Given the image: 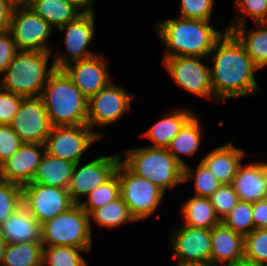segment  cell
<instances>
[{
	"label": "cell",
	"instance_id": "1",
	"mask_svg": "<svg viewBox=\"0 0 267 266\" xmlns=\"http://www.w3.org/2000/svg\"><path fill=\"white\" fill-rule=\"evenodd\" d=\"M210 59L213 63V68L210 67L211 86L216 100L225 101L259 92L254 76L259 68L232 32L226 31L216 42L206 60Z\"/></svg>",
	"mask_w": 267,
	"mask_h": 266
},
{
	"label": "cell",
	"instance_id": "2",
	"mask_svg": "<svg viewBox=\"0 0 267 266\" xmlns=\"http://www.w3.org/2000/svg\"><path fill=\"white\" fill-rule=\"evenodd\" d=\"M210 22L200 19H167L155 24L167 52L165 57L198 56L207 59L216 42L227 31L216 30Z\"/></svg>",
	"mask_w": 267,
	"mask_h": 266
},
{
	"label": "cell",
	"instance_id": "3",
	"mask_svg": "<svg viewBox=\"0 0 267 266\" xmlns=\"http://www.w3.org/2000/svg\"><path fill=\"white\" fill-rule=\"evenodd\" d=\"M40 97L52 127L87 124L88 99L63 69H54Z\"/></svg>",
	"mask_w": 267,
	"mask_h": 266
},
{
	"label": "cell",
	"instance_id": "4",
	"mask_svg": "<svg viewBox=\"0 0 267 266\" xmlns=\"http://www.w3.org/2000/svg\"><path fill=\"white\" fill-rule=\"evenodd\" d=\"M51 52L18 50L3 72V90L27 97H40L48 77L54 71L52 64L47 70Z\"/></svg>",
	"mask_w": 267,
	"mask_h": 266
},
{
	"label": "cell",
	"instance_id": "5",
	"mask_svg": "<svg viewBox=\"0 0 267 266\" xmlns=\"http://www.w3.org/2000/svg\"><path fill=\"white\" fill-rule=\"evenodd\" d=\"M120 161L134 174L150 180L164 192L184 183V167L167 148L142 147L126 151Z\"/></svg>",
	"mask_w": 267,
	"mask_h": 266
},
{
	"label": "cell",
	"instance_id": "6",
	"mask_svg": "<svg viewBox=\"0 0 267 266\" xmlns=\"http://www.w3.org/2000/svg\"><path fill=\"white\" fill-rule=\"evenodd\" d=\"M89 215L75 204L68 211L41 224L43 246L91 248Z\"/></svg>",
	"mask_w": 267,
	"mask_h": 266
},
{
	"label": "cell",
	"instance_id": "7",
	"mask_svg": "<svg viewBox=\"0 0 267 266\" xmlns=\"http://www.w3.org/2000/svg\"><path fill=\"white\" fill-rule=\"evenodd\" d=\"M115 173L119 178L120 197L136 221L147 219L158 209L165 193L161 188L132 173L121 161Z\"/></svg>",
	"mask_w": 267,
	"mask_h": 266
},
{
	"label": "cell",
	"instance_id": "8",
	"mask_svg": "<svg viewBox=\"0 0 267 266\" xmlns=\"http://www.w3.org/2000/svg\"><path fill=\"white\" fill-rule=\"evenodd\" d=\"M52 26L29 6H15L9 31L17 50L51 52L46 40L52 33Z\"/></svg>",
	"mask_w": 267,
	"mask_h": 266
},
{
	"label": "cell",
	"instance_id": "9",
	"mask_svg": "<svg viewBox=\"0 0 267 266\" xmlns=\"http://www.w3.org/2000/svg\"><path fill=\"white\" fill-rule=\"evenodd\" d=\"M102 133L93 132L87 124L77 126H55L51 128L45 143L46 152L52 156L70 161L81 162L83 153Z\"/></svg>",
	"mask_w": 267,
	"mask_h": 266
},
{
	"label": "cell",
	"instance_id": "10",
	"mask_svg": "<svg viewBox=\"0 0 267 266\" xmlns=\"http://www.w3.org/2000/svg\"><path fill=\"white\" fill-rule=\"evenodd\" d=\"M22 204L40 224L75 205L68 189L32 182L22 186Z\"/></svg>",
	"mask_w": 267,
	"mask_h": 266
},
{
	"label": "cell",
	"instance_id": "11",
	"mask_svg": "<svg viewBox=\"0 0 267 266\" xmlns=\"http://www.w3.org/2000/svg\"><path fill=\"white\" fill-rule=\"evenodd\" d=\"M198 56H171L163 64L178 86L195 95L216 101L212 86L210 67Z\"/></svg>",
	"mask_w": 267,
	"mask_h": 266
},
{
	"label": "cell",
	"instance_id": "12",
	"mask_svg": "<svg viewBox=\"0 0 267 266\" xmlns=\"http://www.w3.org/2000/svg\"><path fill=\"white\" fill-rule=\"evenodd\" d=\"M124 87L116 86L112 81L97 94L90 97L87 103V125L108 126L120 119L124 113L131 112V101L134 99Z\"/></svg>",
	"mask_w": 267,
	"mask_h": 266
},
{
	"label": "cell",
	"instance_id": "13",
	"mask_svg": "<svg viewBox=\"0 0 267 266\" xmlns=\"http://www.w3.org/2000/svg\"><path fill=\"white\" fill-rule=\"evenodd\" d=\"M121 155L99 156L78 167L76 163L68 186L74 204L82 203L83 195H88L98 186L108 181L116 172Z\"/></svg>",
	"mask_w": 267,
	"mask_h": 266
},
{
	"label": "cell",
	"instance_id": "14",
	"mask_svg": "<svg viewBox=\"0 0 267 266\" xmlns=\"http://www.w3.org/2000/svg\"><path fill=\"white\" fill-rule=\"evenodd\" d=\"M10 126L23 143L45 144L52 126L42 98H23Z\"/></svg>",
	"mask_w": 267,
	"mask_h": 266
},
{
	"label": "cell",
	"instance_id": "15",
	"mask_svg": "<svg viewBox=\"0 0 267 266\" xmlns=\"http://www.w3.org/2000/svg\"><path fill=\"white\" fill-rule=\"evenodd\" d=\"M94 14H81L75 20L63 25L58 30L65 33V46L68 54H60L54 57L55 69H63L67 65L89 58L98 52L90 51L88 46L94 39ZM59 53V54H58Z\"/></svg>",
	"mask_w": 267,
	"mask_h": 266
},
{
	"label": "cell",
	"instance_id": "16",
	"mask_svg": "<svg viewBox=\"0 0 267 266\" xmlns=\"http://www.w3.org/2000/svg\"><path fill=\"white\" fill-rule=\"evenodd\" d=\"M108 62L102 54L73 62L63 70L81 93L89 99L111 82ZM73 65V66H72Z\"/></svg>",
	"mask_w": 267,
	"mask_h": 266
},
{
	"label": "cell",
	"instance_id": "17",
	"mask_svg": "<svg viewBox=\"0 0 267 266\" xmlns=\"http://www.w3.org/2000/svg\"><path fill=\"white\" fill-rule=\"evenodd\" d=\"M170 238L177 262H207L211 257V229L183 225Z\"/></svg>",
	"mask_w": 267,
	"mask_h": 266
},
{
	"label": "cell",
	"instance_id": "18",
	"mask_svg": "<svg viewBox=\"0 0 267 266\" xmlns=\"http://www.w3.org/2000/svg\"><path fill=\"white\" fill-rule=\"evenodd\" d=\"M45 151V144L23 143L13 156L0 165L1 180L21 186L31 183Z\"/></svg>",
	"mask_w": 267,
	"mask_h": 266
},
{
	"label": "cell",
	"instance_id": "19",
	"mask_svg": "<svg viewBox=\"0 0 267 266\" xmlns=\"http://www.w3.org/2000/svg\"><path fill=\"white\" fill-rule=\"evenodd\" d=\"M231 185L239 200L255 203L267 198V173L264 162L240 164Z\"/></svg>",
	"mask_w": 267,
	"mask_h": 266
},
{
	"label": "cell",
	"instance_id": "20",
	"mask_svg": "<svg viewBox=\"0 0 267 266\" xmlns=\"http://www.w3.org/2000/svg\"><path fill=\"white\" fill-rule=\"evenodd\" d=\"M211 257L214 265L229 264L244 259V236L220 222L211 229Z\"/></svg>",
	"mask_w": 267,
	"mask_h": 266
},
{
	"label": "cell",
	"instance_id": "21",
	"mask_svg": "<svg viewBox=\"0 0 267 266\" xmlns=\"http://www.w3.org/2000/svg\"><path fill=\"white\" fill-rule=\"evenodd\" d=\"M0 233L7 244L42 242L41 224L23 204L6 218Z\"/></svg>",
	"mask_w": 267,
	"mask_h": 266
},
{
	"label": "cell",
	"instance_id": "22",
	"mask_svg": "<svg viewBox=\"0 0 267 266\" xmlns=\"http://www.w3.org/2000/svg\"><path fill=\"white\" fill-rule=\"evenodd\" d=\"M244 150L232 143L213 149L201 162L216 176L222 184H231L243 157Z\"/></svg>",
	"mask_w": 267,
	"mask_h": 266
},
{
	"label": "cell",
	"instance_id": "23",
	"mask_svg": "<svg viewBox=\"0 0 267 266\" xmlns=\"http://www.w3.org/2000/svg\"><path fill=\"white\" fill-rule=\"evenodd\" d=\"M194 116L192 111L180 108L171 110L156 122L143 136L152 140L150 147L167 148L172 139L179 133L183 126Z\"/></svg>",
	"mask_w": 267,
	"mask_h": 266
},
{
	"label": "cell",
	"instance_id": "24",
	"mask_svg": "<svg viewBox=\"0 0 267 266\" xmlns=\"http://www.w3.org/2000/svg\"><path fill=\"white\" fill-rule=\"evenodd\" d=\"M75 164L45 151L32 183L68 189Z\"/></svg>",
	"mask_w": 267,
	"mask_h": 266
},
{
	"label": "cell",
	"instance_id": "25",
	"mask_svg": "<svg viewBox=\"0 0 267 266\" xmlns=\"http://www.w3.org/2000/svg\"><path fill=\"white\" fill-rule=\"evenodd\" d=\"M255 29L247 30L245 25L235 27L231 32L245 46L247 54L259 68L267 66V22L254 23Z\"/></svg>",
	"mask_w": 267,
	"mask_h": 266
},
{
	"label": "cell",
	"instance_id": "26",
	"mask_svg": "<svg viewBox=\"0 0 267 266\" xmlns=\"http://www.w3.org/2000/svg\"><path fill=\"white\" fill-rule=\"evenodd\" d=\"M27 6L57 29L81 15L69 0H32Z\"/></svg>",
	"mask_w": 267,
	"mask_h": 266
},
{
	"label": "cell",
	"instance_id": "27",
	"mask_svg": "<svg viewBox=\"0 0 267 266\" xmlns=\"http://www.w3.org/2000/svg\"><path fill=\"white\" fill-rule=\"evenodd\" d=\"M202 125L196 115H194L172 139L167 147L168 151L177 159L183 166H187L182 156H192L199 149L201 142ZM180 154V155H179Z\"/></svg>",
	"mask_w": 267,
	"mask_h": 266
},
{
	"label": "cell",
	"instance_id": "28",
	"mask_svg": "<svg viewBox=\"0 0 267 266\" xmlns=\"http://www.w3.org/2000/svg\"><path fill=\"white\" fill-rule=\"evenodd\" d=\"M180 212L184 219L183 225L190 227L212 229L221 222L207 197L190 198L183 204Z\"/></svg>",
	"mask_w": 267,
	"mask_h": 266
},
{
	"label": "cell",
	"instance_id": "29",
	"mask_svg": "<svg viewBox=\"0 0 267 266\" xmlns=\"http://www.w3.org/2000/svg\"><path fill=\"white\" fill-rule=\"evenodd\" d=\"M42 242L7 244L0 266H42Z\"/></svg>",
	"mask_w": 267,
	"mask_h": 266
},
{
	"label": "cell",
	"instance_id": "30",
	"mask_svg": "<svg viewBox=\"0 0 267 266\" xmlns=\"http://www.w3.org/2000/svg\"><path fill=\"white\" fill-rule=\"evenodd\" d=\"M90 227L94 221L99 227L112 229L126 223L137 222L131 215L127 204L119 197L89 214Z\"/></svg>",
	"mask_w": 267,
	"mask_h": 266
},
{
	"label": "cell",
	"instance_id": "31",
	"mask_svg": "<svg viewBox=\"0 0 267 266\" xmlns=\"http://www.w3.org/2000/svg\"><path fill=\"white\" fill-rule=\"evenodd\" d=\"M91 248L72 246H44L42 266H87L80 252H89Z\"/></svg>",
	"mask_w": 267,
	"mask_h": 266
},
{
	"label": "cell",
	"instance_id": "32",
	"mask_svg": "<svg viewBox=\"0 0 267 266\" xmlns=\"http://www.w3.org/2000/svg\"><path fill=\"white\" fill-rule=\"evenodd\" d=\"M120 197V183L115 173L108 181L98 186L88 194V199L80 206L89 215L93 210L115 201Z\"/></svg>",
	"mask_w": 267,
	"mask_h": 266
},
{
	"label": "cell",
	"instance_id": "33",
	"mask_svg": "<svg viewBox=\"0 0 267 266\" xmlns=\"http://www.w3.org/2000/svg\"><path fill=\"white\" fill-rule=\"evenodd\" d=\"M191 179H195V196L199 197H210L222 185L216 176L201 161L195 170L188 165L184 167V182Z\"/></svg>",
	"mask_w": 267,
	"mask_h": 266
},
{
	"label": "cell",
	"instance_id": "34",
	"mask_svg": "<svg viewBox=\"0 0 267 266\" xmlns=\"http://www.w3.org/2000/svg\"><path fill=\"white\" fill-rule=\"evenodd\" d=\"M252 215V203L239 200L221 222L245 237L255 229Z\"/></svg>",
	"mask_w": 267,
	"mask_h": 266
},
{
	"label": "cell",
	"instance_id": "35",
	"mask_svg": "<svg viewBox=\"0 0 267 266\" xmlns=\"http://www.w3.org/2000/svg\"><path fill=\"white\" fill-rule=\"evenodd\" d=\"M235 6L241 15H237L238 18L228 25L227 31L231 32L235 27L245 25L248 16L254 23L267 22V0H235Z\"/></svg>",
	"mask_w": 267,
	"mask_h": 266
},
{
	"label": "cell",
	"instance_id": "36",
	"mask_svg": "<svg viewBox=\"0 0 267 266\" xmlns=\"http://www.w3.org/2000/svg\"><path fill=\"white\" fill-rule=\"evenodd\" d=\"M244 259L259 266L267 265V232L263 228L254 229L244 237Z\"/></svg>",
	"mask_w": 267,
	"mask_h": 266
},
{
	"label": "cell",
	"instance_id": "37",
	"mask_svg": "<svg viewBox=\"0 0 267 266\" xmlns=\"http://www.w3.org/2000/svg\"><path fill=\"white\" fill-rule=\"evenodd\" d=\"M22 205V186L0 181V226L6 218Z\"/></svg>",
	"mask_w": 267,
	"mask_h": 266
},
{
	"label": "cell",
	"instance_id": "38",
	"mask_svg": "<svg viewBox=\"0 0 267 266\" xmlns=\"http://www.w3.org/2000/svg\"><path fill=\"white\" fill-rule=\"evenodd\" d=\"M215 214L222 220L238 203L239 197L231 184H222L210 197Z\"/></svg>",
	"mask_w": 267,
	"mask_h": 266
},
{
	"label": "cell",
	"instance_id": "39",
	"mask_svg": "<svg viewBox=\"0 0 267 266\" xmlns=\"http://www.w3.org/2000/svg\"><path fill=\"white\" fill-rule=\"evenodd\" d=\"M214 0H181L179 17L210 21Z\"/></svg>",
	"mask_w": 267,
	"mask_h": 266
},
{
	"label": "cell",
	"instance_id": "40",
	"mask_svg": "<svg viewBox=\"0 0 267 266\" xmlns=\"http://www.w3.org/2000/svg\"><path fill=\"white\" fill-rule=\"evenodd\" d=\"M23 142L10 125L0 124V165L13 156Z\"/></svg>",
	"mask_w": 267,
	"mask_h": 266
},
{
	"label": "cell",
	"instance_id": "41",
	"mask_svg": "<svg viewBox=\"0 0 267 266\" xmlns=\"http://www.w3.org/2000/svg\"><path fill=\"white\" fill-rule=\"evenodd\" d=\"M23 98L6 90L0 92V124H11Z\"/></svg>",
	"mask_w": 267,
	"mask_h": 266
},
{
	"label": "cell",
	"instance_id": "42",
	"mask_svg": "<svg viewBox=\"0 0 267 266\" xmlns=\"http://www.w3.org/2000/svg\"><path fill=\"white\" fill-rule=\"evenodd\" d=\"M17 51L11 32H0V74L8 68Z\"/></svg>",
	"mask_w": 267,
	"mask_h": 266
},
{
	"label": "cell",
	"instance_id": "43",
	"mask_svg": "<svg viewBox=\"0 0 267 266\" xmlns=\"http://www.w3.org/2000/svg\"><path fill=\"white\" fill-rule=\"evenodd\" d=\"M252 210L255 229H262L267 225V198L252 203Z\"/></svg>",
	"mask_w": 267,
	"mask_h": 266
},
{
	"label": "cell",
	"instance_id": "44",
	"mask_svg": "<svg viewBox=\"0 0 267 266\" xmlns=\"http://www.w3.org/2000/svg\"><path fill=\"white\" fill-rule=\"evenodd\" d=\"M15 6L11 0H0V32L9 30Z\"/></svg>",
	"mask_w": 267,
	"mask_h": 266
},
{
	"label": "cell",
	"instance_id": "45",
	"mask_svg": "<svg viewBox=\"0 0 267 266\" xmlns=\"http://www.w3.org/2000/svg\"><path fill=\"white\" fill-rule=\"evenodd\" d=\"M81 14H95L92 8L95 0H69Z\"/></svg>",
	"mask_w": 267,
	"mask_h": 266
},
{
	"label": "cell",
	"instance_id": "46",
	"mask_svg": "<svg viewBox=\"0 0 267 266\" xmlns=\"http://www.w3.org/2000/svg\"><path fill=\"white\" fill-rule=\"evenodd\" d=\"M177 266H217L211 261L207 262H177Z\"/></svg>",
	"mask_w": 267,
	"mask_h": 266
},
{
	"label": "cell",
	"instance_id": "47",
	"mask_svg": "<svg viewBox=\"0 0 267 266\" xmlns=\"http://www.w3.org/2000/svg\"><path fill=\"white\" fill-rule=\"evenodd\" d=\"M223 266H259L256 265L254 262L246 260V259H242L240 261L237 262H233V263H229Z\"/></svg>",
	"mask_w": 267,
	"mask_h": 266
},
{
	"label": "cell",
	"instance_id": "48",
	"mask_svg": "<svg viewBox=\"0 0 267 266\" xmlns=\"http://www.w3.org/2000/svg\"><path fill=\"white\" fill-rule=\"evenodd\" d=\"M6 246H7V242L5 241V239L2 237L0 233V264L2 262Z\"/></svg>",
	"mask_w": 267,
	"mask_h": 266
},
{
	"label": "cell",
	"instance_id": "49",
	"mask_svg": "<svg viewBox=\"0 0 267 266\" xmlns=\"http://www.w3.org/2000/svg\"><path fill=\"white\" fill-rule=\"evenodd\" d=\"M16 6L28 5L32 0H11Z\"/></svg>",
	"mask_w": 267,
	"mask_h": 266
},
{
	"label": "cell",
	"instance_id": "50",
	"mask_svg": "<svg viewBox=\"0 0 267 266\" xmlns=\"http://www.w3.org/2000/svg\"><path fill=\"white\" fill-rule=\"evenodd\" d=\"M3 90V83H2V80L0 82V92Z\"/></svg>",
	"mask_w": 267,
	"mask_h": 266
},
{
	"label": "cell",
	"instance_id": "51",
	"mask_svg": "<svg viewBox=\"0 0 267 266\" xmlns=\"http://www.w3.org/2000/svg\"><path fill=\"white\" fill-rule=\"evenodd\" d=\"M264 166H265V171L267 173V162H264Z\"/></svg>",
	"mask_w": 267,
	"mask_h": 266
},
{
	"label": "cell",
	"instance_id": "52",
	"mask_svg": "<svg viewBox=\"0 0 267 266\" xmlns=\"http://www.w3.org/2000/svg\"><path fill=\"white\" fill-rule=\"evenodd\" d=\"M263 229L267 232V225L263 227Z\"/></svg>",
	"mask_w": 267,
	"mask_h": 266
}]
</instances>
